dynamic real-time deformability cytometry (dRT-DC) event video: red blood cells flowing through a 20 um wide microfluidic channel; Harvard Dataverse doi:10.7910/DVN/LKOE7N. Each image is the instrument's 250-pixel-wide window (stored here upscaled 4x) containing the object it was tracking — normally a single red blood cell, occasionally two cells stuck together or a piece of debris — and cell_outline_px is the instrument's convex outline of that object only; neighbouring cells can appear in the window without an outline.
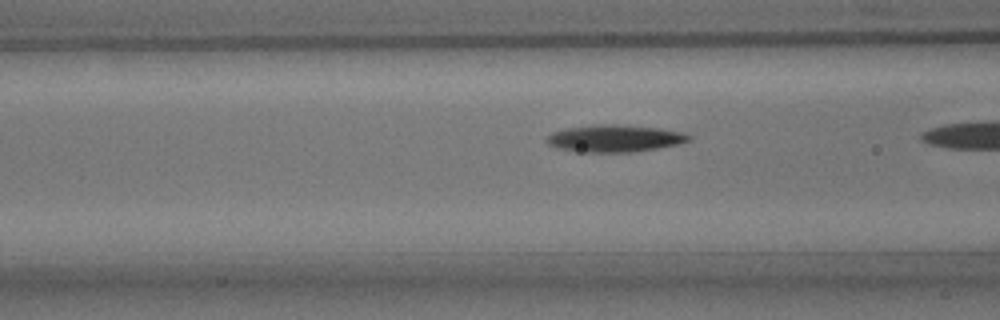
{"species": "common noctule bat (a hibernating species)", "species_latin": "Nyctalus noctula", "temperature_condition": "room temperature", "stored_images_in_passage": 16, "camera_frame_rate_fps": 3000, "um_per_image_px": 0.085, "animal": {"sex": "male", "body_mass_g": 15.6}, "frame": {"image": 1, "passage_image": 15, "time_ms": 4.667, "image_size_px": [1000, 320], "cell_outline_px": [[692, 140], [680, 144], [636, 152], [576, 152], [556, 148], [548, 144], [548, 136], [552, 132], [564, 128], [592, 124], [616, 124], [660, 128], [684, 132], [692, 136]], "centroid_in_image_um": [52.28, 11.76], "position_along_channel_um": 114.3, "area_um2": 22.89}}